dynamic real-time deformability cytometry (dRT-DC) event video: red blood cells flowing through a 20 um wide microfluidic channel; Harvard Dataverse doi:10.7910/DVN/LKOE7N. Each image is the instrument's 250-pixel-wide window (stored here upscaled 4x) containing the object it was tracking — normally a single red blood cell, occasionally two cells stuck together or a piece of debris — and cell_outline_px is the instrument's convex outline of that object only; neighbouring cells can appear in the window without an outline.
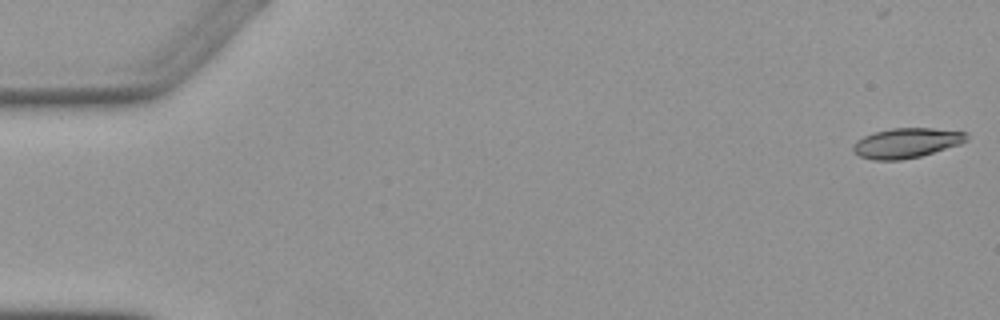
{"species": "Egyptian fruit bat (a non-hibernating species)", "species_latin": "Rousettus aegyptiacus", "temperature_condition": "warm", "stored_images_in_passage": 5, "camera_frame_rate_fps": 3000, "um_per_image_px": 0.085, "animal": {"sex": "female"}, "frame": {"image": 1, "passage_image": 1, "time_ms": 0.0, "image_size_px": [1000, 320], "cell_outline_px": [[968, 140], [960, 144], [920, 156], [900, 160], [872, 160], [860, 156], [852, 148], [856, 140], [864, 136], [876, 132], [892, 128], [932, 128], [968, 132]], "centroid_in_image_um": [77.08, 12.15], "position_along_channel_um": 7.9, "area_um2": 19.65}}